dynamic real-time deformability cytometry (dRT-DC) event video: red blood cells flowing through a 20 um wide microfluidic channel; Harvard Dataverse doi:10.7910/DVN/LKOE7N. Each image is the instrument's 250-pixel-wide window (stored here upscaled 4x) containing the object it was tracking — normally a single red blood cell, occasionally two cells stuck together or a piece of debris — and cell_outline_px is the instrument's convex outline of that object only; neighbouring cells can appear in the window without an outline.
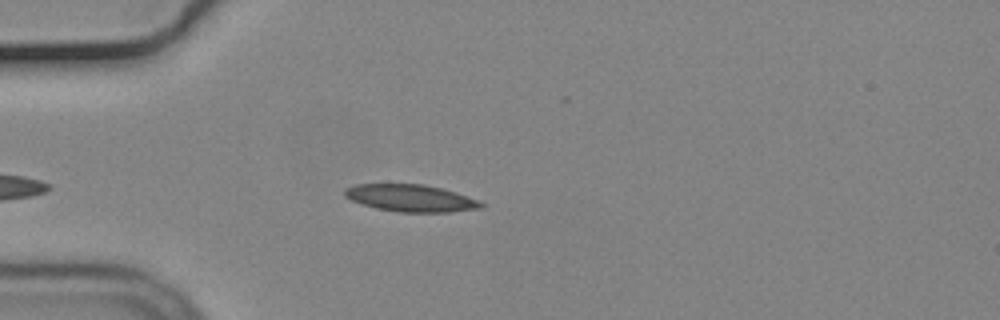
{"species": "common noctule bat (a hibernating species)", "species_latin": "Nyctalus noctula", "temperature_condition": "cold", "stored_images_in_passage": 40, "camera_frame_rate_fps": 3000, "um_per_image_px": 0.085, "animal": {"sex": "male", "body_mass_g": 19.2, "forearm_length_mm": 51.8}, "frame": {"image": 1, "passage_image": 3, "time_ms": 0.667, "image_size_px": [1000, 320], "cell_outline_px": [[488, 204], [484, 208], [448, 212], [396, 212], [376, 208], [352, 200], [344, 196], [344, 188], [356, 184], [424, 184], [440, 188]], "centroid_in_image_um": [34.9, 16.84], "position_along_channel_um": 50.1, "area_um2": 21.39}}
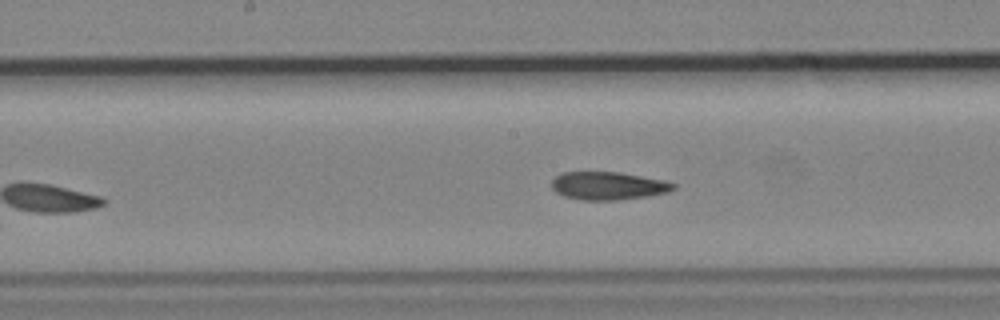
{"frame": {"image": 2, "passage_image": 16, "time_ms": 5.0, "image_size_px": [1000, 320], "cell_outline_px": [[676, 188], [668, 192], [648, 196], [616, 200], [580, 200], [564, 196], [556, 192], [552, 188], [552, 180], [560, 172], [620, 172], [664, 180], [676, 184]], "centroid_in_image_um": [51.69, 15.79], "position_along_channel_um": 196.5, "area_um2": 19.94}}
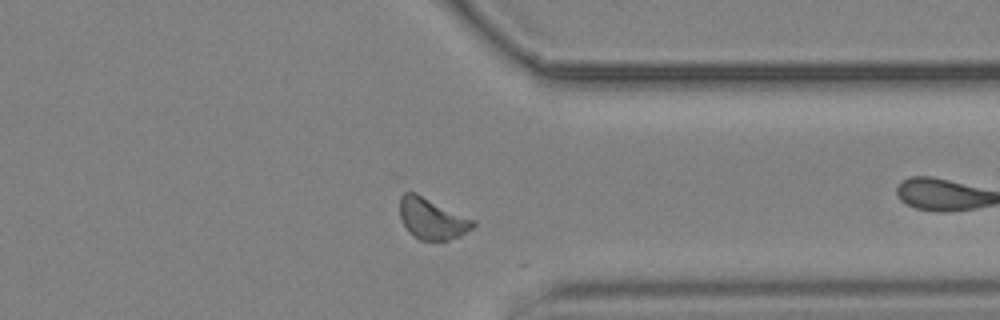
{"frame": {"image": 3, "passage_image": 27, "time_ms": 8.667, "image_size_px": [1000, 320], "cell_outline_px": [[476, 224], [472, 228], [460, 236], [448, 240], [420, 240], [408, 232], [400, 216], [400, 196], [408, 188], [476, 220]], "centroid_in_image_um": [36.71, 18.54], "position_along_channel_um": 374.7, "area_um2": 17.92}, "authors_computed_cell_mechanics": {"area_um2": 19.941, "velocity_mm_per_s": 3.6701, "shape_relaxation_time_tau1_ms": null, "shape_relaxation_time_tau2_ms": 8.6806, "deformation_change_tau1": null, "deformation_change_tau2": 0.1662}}